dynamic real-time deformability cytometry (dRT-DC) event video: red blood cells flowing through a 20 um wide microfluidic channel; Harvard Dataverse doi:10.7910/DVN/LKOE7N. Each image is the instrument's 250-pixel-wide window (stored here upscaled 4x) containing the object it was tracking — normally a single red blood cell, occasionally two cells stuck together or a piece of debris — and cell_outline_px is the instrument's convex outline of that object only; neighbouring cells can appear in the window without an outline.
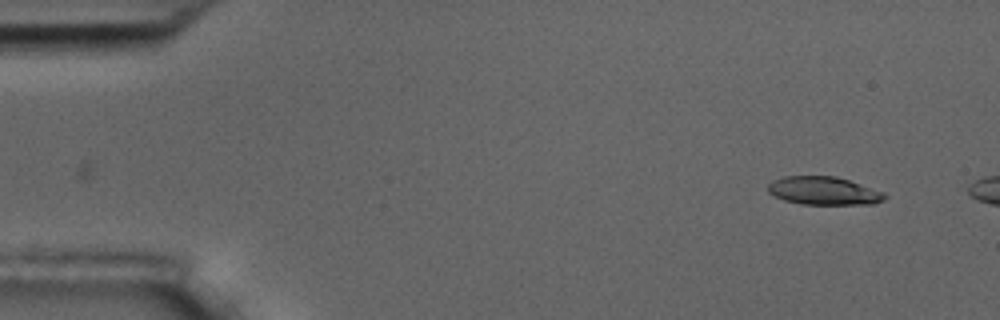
{"species": "common noctule bat (a hibernating species)", "species_latin": "Nyctalus noctula", "temperature_condition": "room temperature", "stored_images_in_passage": 3, "camera_frame_rate_fps": 3000, "um_per_image_px": 0.085, "animal": {"sex": "male", "body_mass_g": 17.5, "forearm_length_mm": 52.3}, "frame": {"image": 1, "passage_image": 1, "time_ms": 0.0, "image_size_px": [1000, 320], "cell_outline_px": [[888, 196], [884, 200], [872, 204], [800, 204], [784, 200], [768, 192], [768, 184], [772, 180], [784, 176], [836, 176], [884, 192]], "centroid_in_image_um": [70.01, 16.22], "position_along_channel_um": 15.0, "area_um2": 19.13}}